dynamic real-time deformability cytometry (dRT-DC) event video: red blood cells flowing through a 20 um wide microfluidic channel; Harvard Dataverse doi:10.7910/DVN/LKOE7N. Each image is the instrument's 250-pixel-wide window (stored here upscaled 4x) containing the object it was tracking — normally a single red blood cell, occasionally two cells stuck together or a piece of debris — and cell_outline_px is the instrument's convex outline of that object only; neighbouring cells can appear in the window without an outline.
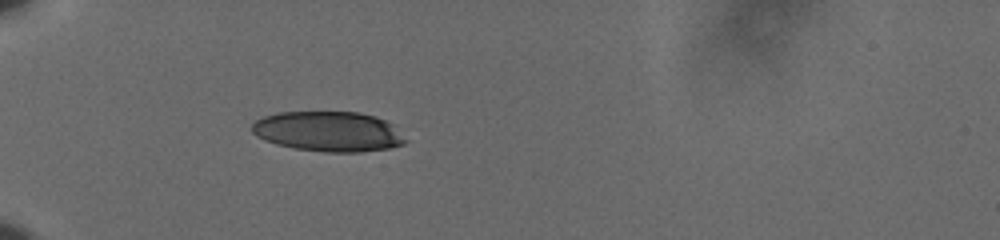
{"species": "human", "species_latin": "Homo sapiens", "temperature_condition": "cold", "stored_images_in_passage": 38, "camera_frame_rate_fps": 3000, "um_per_image_px": 0.085, "donor": {"sex": "male"}, "frame": {"image": 1, "passage_image": 1, "time_ms": 0.0, "image_size_px": [1000, 240], "cell_outline_px": [[408, 140], [404, 144], [388, 148], [360, 152], [324, 152], [296, 148], [276, 144], [264, 140], [256, 136], [252, 132], [252, 124], [256, 120], [264, 116], [276, 112], [356, 112], [376, 116], [392, 124]], "centroid_in_image_um": [27.91, 11.17], "position_along_channel_um": 57.1, "area_um2": 35.89}}
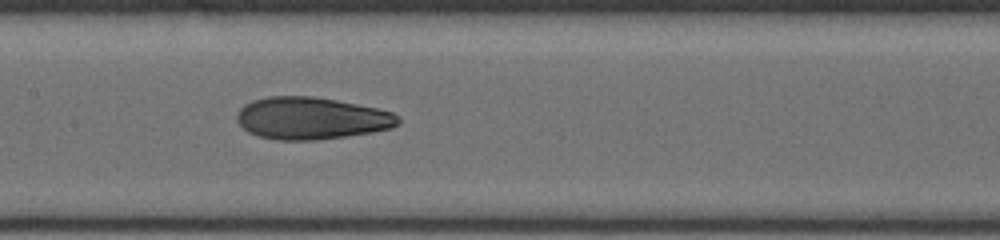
{"frame": {"image": 2, "passage_image": 13, "time_ms": 4.0, "image_size_px": [1000, 240], "cell_outline_px": [[400, 124], [392, 128], [372, 132], [316, 140], [276, 140], [260, 136], [248, 132], [236, 120], [236, 112], [244, 104], [252, 100], [268, 96], [312, 96], [336, 100], [376, 108], [392, 112], [400, 116]], "centroid_in_image_um": [26.45, 10.05], "position_along_channel_um": 180.9, "area_um2": 39.71}}
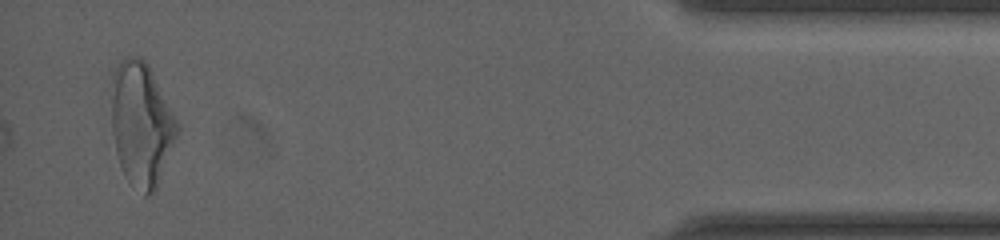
{"frame": {"image": 3, "passage_image": 38, "time_ms": 12.333, "image_size_px": [1000, 240], "cell_outline_px": [[180, 128], [156, 188], [152, 192], [144, 196], [124, 176], [116, 152], [112, 132], [112, 72], [120, 60], [124, 56], [136, 56], [144, 60], [148, 64], [176, 116], [180, 124]], "centroid_in_image_um": [12.01, 10.51], "position_along_channel_um": 423.2, "area_um2": 47.4}}